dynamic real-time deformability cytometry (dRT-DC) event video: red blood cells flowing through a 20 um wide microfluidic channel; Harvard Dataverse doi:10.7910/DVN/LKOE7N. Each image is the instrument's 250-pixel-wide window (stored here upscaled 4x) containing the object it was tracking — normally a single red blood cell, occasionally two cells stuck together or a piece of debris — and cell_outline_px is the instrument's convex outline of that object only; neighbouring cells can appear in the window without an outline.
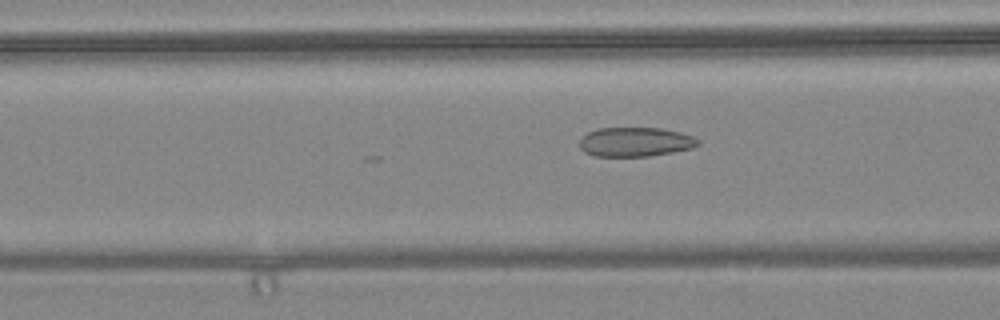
{"species": "common noctule bat (a hibernating species)", "species_latin": "Nyctalus noctula", "temperature_condition": "warm", "stored_images_in_passage": 52, "camera_frame_rate_fps": 3000, "um_per_image_px": 0.085, "animal": {"sex": "female", "body_mass_g": 24.6, "forearm_length_mm": 56.2}, "frame": {"image": 1, "passage_image": 17, "time_ms": 5.333, "image_size_px": [1000, 320], "cell_outline_px": [[700, 144], [692, 148], [672, 152], [648, 156], [596, 156], [584, 152], [580, 148], [580, 140], [588, 132], [600, 128], [660, 128], [680, 132], [692, 136], [700, 140]], "centroid_in_image_um": [54.02, 12.06], "position_along_channel_um": 112.6, "area_um2": 20.11}}
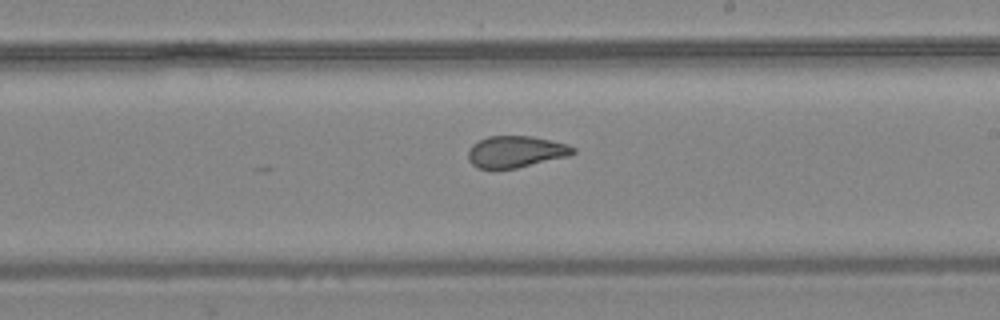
{"frame": {"image": 2, "passage_image": 28, "time_ms": 9.0, "image_size_px": [1000, 320], "cell_outline_px": [[576, 152], [568, 156], [516, 168], [476, 168], [468, 160], [468, 148], [472, 144], [488, 136], [532, 136], [568, 144], [576, 148]], "centroid_in_image_um": [43.83, 12.89], "position_along_channel_um": 245.2, "area_um2": 19.31}}
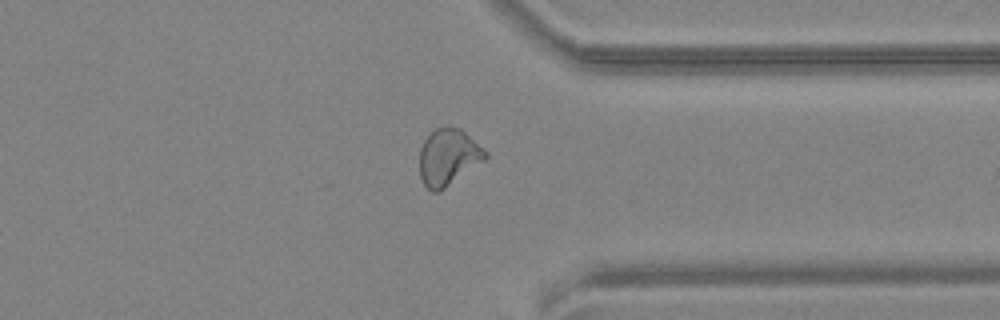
{"frame": {"image": 3, "passage_image": 39, "time_ms": 12.667, "image_size_px": [1000, 320], "cell_outline_px": [[488, 156], [484, 160], [440, 192], [432, 192], [424, 184], [420, 176], [420, 148], [424, 140], [436, 128], [460, 128], [484, 148], [488, 152]], "centroid_in_image_um": [38.11, 13.38], "position_along_channel_um": 373.3, "area_um2": 21.44}, "authors_computed_cell_mechanics": {"area_um2": 21.2704, "velocity_mm_per_s": 3.6083, "shape_relaxation_time_tau1_ms": null, "shape_relaxation_time_tau2_ms": 1.5902, "deformation_change_tau1": null, "deformation_change_tau2": 0.0726}}